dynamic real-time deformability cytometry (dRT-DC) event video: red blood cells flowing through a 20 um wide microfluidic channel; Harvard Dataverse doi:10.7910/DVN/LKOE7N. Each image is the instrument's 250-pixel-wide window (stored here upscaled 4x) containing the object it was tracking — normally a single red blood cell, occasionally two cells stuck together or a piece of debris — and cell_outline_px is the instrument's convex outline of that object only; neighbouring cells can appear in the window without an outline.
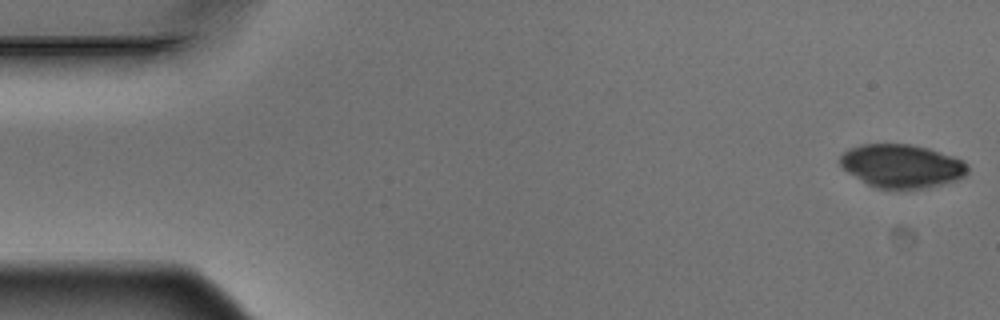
{"species": "Egyptian fruit bat (a non-hibernating species)", "species_latin": "Rousettus aegyptiacus", "temperature_condition": "warm", "stored_images_in_passage": 5, "camera_frame_rate_fps": 3000, "um_per_image_px": 0.085, "animal": {"sex": "male"}, "frame": {"image": 1, "passage_image": 1, "time_ms": 0.0, "image_size_px": [1000, 320], "cell_outline_px": [[968, 172], [964, 176], [956, 180], [928, 188], [876, 188], [868, 184], [848, 172], [840, 164], [840, 156], [848, 148], [860, 144], [912, 144], [928, 148], [964, 160], [968, 164]], "centroid_in_image_um": [76.66, 14.1], "position_along_channel_um": 8.3, "area_um2": 32.19}}